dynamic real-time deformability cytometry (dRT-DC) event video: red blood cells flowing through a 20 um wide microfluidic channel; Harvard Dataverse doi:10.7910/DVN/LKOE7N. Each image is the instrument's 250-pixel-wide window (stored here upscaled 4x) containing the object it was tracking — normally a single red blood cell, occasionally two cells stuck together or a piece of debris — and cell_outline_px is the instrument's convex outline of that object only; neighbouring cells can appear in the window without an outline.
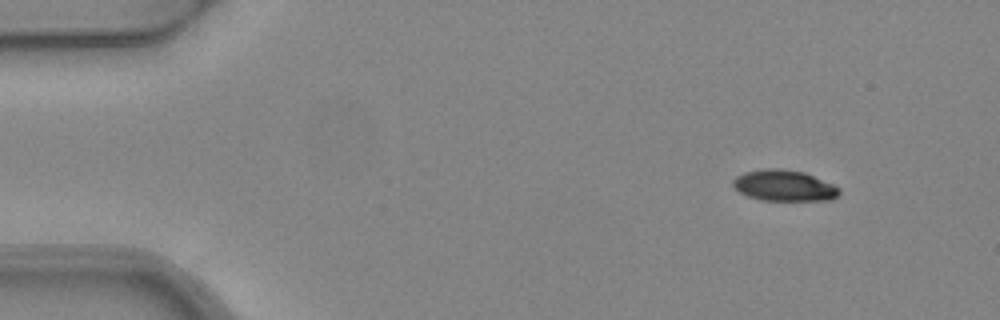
{"species": "common noctule bat (a hibernating species)", "species_latin": "Nyctalus noctula", "temperature_condition": "warm", "stored_images_in_passage": 4, "camera_frame_rate_fps": 3000, "um_per_image_px": 0.085, "animal": {"sex": "female", "body_mass_g": 24.6, "forearm_length_mm": 56.2}, "frame": {"image": 1, "passage_image": 1, "time_ms": 0.0, "image_size_px": [1000, 320], "cell_outline_px": [[840, 192], [832, 200], [760, 200], [748, 196], [732, 188], [732, 180], [736, 176], [744, 172], [768, 168], [780, 168], [804, 172], [832, 184], [840, 188]], "centroid_in_image_um": [66.61, 15.77], "position_along_channel_um": 18.4, "area_um2": 19.25}}
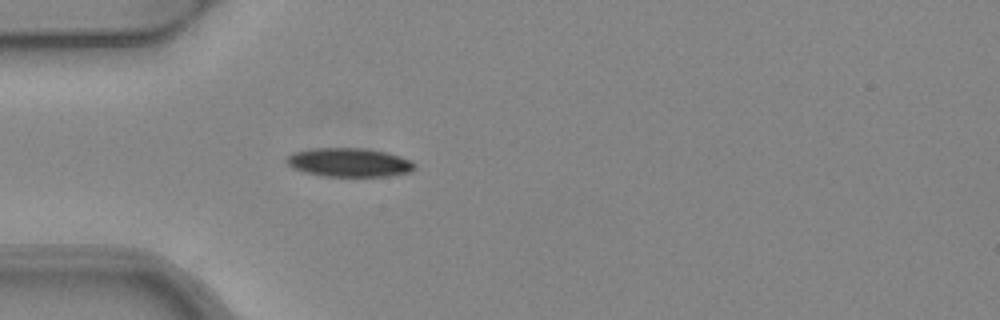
{"frame": {"image": 2, "passage_image": 4, "time_ms": 1.0, "image_size_px": [1000, 320], "cell_outline_px": [[416, 168], [412, 172], [388, 176], [324, 176], [304, 172], [292, 168], [284, 160], [284, 156], [292, 152], [312, 148], [364, 148], [388, 152], [400, 156], [416, 164]], "centroid_in_image_um": [29.65, 13.8], "position_along_channel_um": 55.4, "area_um2": 21.79}}